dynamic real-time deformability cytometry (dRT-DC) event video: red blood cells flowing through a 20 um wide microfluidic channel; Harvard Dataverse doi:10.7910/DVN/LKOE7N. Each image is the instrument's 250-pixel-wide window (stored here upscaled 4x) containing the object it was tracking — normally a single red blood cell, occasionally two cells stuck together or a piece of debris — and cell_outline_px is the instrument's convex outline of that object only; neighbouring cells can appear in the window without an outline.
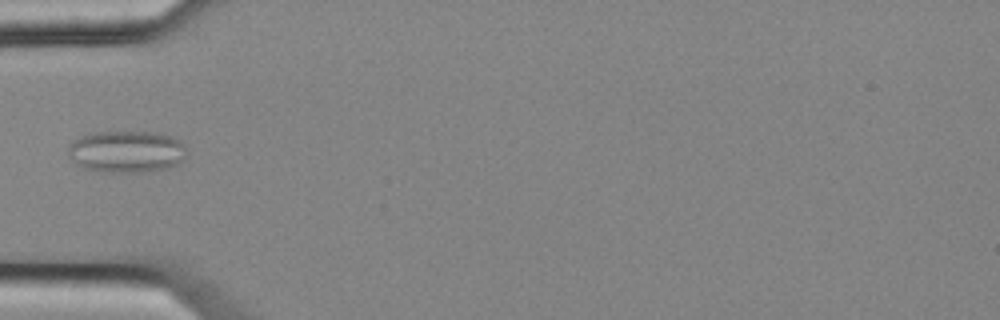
{"species": "common noctule bat (a hibernating species)", "species_latin": "Nyctalus noctula", "temperature_condition": "cold", "stored_images_in_passage": 1, "camera_frame_rate_fps": 3000, "um_per_image_px": 0.085, "animal": {"sex": "female", "body_mass_g": 25.1}, "frame": {"image": 1, "passage_image": 1, "time_ms": 0.0, "image_size_px": [1000, 320], "cell_outline_px": [[184, 156], [176, 164], [168, 168], [144, 172], [108, 172], [84, 168], [68, 156], [68, 144], [72, 140], [80, 136], [92, 132], [156, 132], [172, 136], [180, 140], [184, 144]], "centroid_in_image_um": [10.72, 12.87], "position_along_channel_um": 74.3, "area_um2": 28.96}}